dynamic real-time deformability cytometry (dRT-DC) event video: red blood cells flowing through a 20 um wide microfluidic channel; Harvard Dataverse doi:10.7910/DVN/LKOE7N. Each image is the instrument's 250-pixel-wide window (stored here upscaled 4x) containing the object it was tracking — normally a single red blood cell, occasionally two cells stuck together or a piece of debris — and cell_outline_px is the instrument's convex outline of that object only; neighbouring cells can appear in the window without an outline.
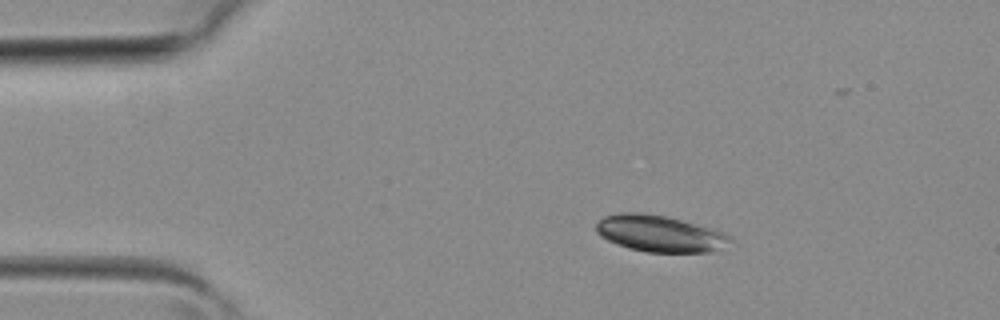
{"species": "common noctule bat (a hibernating species)", "species_latin": "Nyctalus noctula", "temperature_condition": "room temperature", "stored_images_in_passage": 3, "camera_frame_rate_fps": 3000, "um_per_image_px": 0.085, "animal": {"sex": "female", "body_mass_g": 19.3, "forearm_length_mm": 54.1}, "frame": {"image": 1, "passage_image": 1, "time_ms": 0.0, "image_size_px": [1000, 320], "cell_outline_px": [[732, 240], [712, 252], [648, 252], [628, 248], [616, 244], [600, 236], [596, 232], [596, 224], [604, 216], [620, 212], [644, 212], [668, 216], [712, 228], [724, 232]], "centroid_in_image_um": [56.04, 19.84], "position_along_channel_um": 29.0, "area_um2": 28.55}}
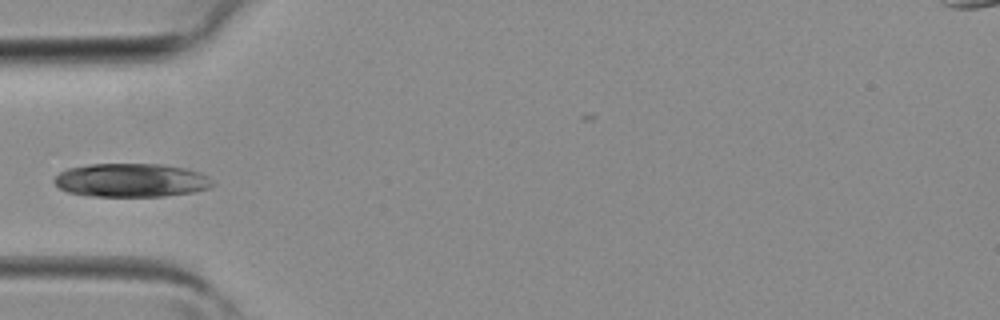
{"frame": {"image": 2, "passage_image": 3, "time_ms": 0.667, "image_size_px": [1000, 320], "cell_outline_px": [[216, 184], [208, 188], [192, 192], [164, 196], [92, 196], [68, 192], [60, 188], [52, 180], [60, 172], [68, 168], [92, 164], [160, 164], [184, 168], [200, 172], [208, 176]], "centroid_in_image_um": [11.16, 15.32], "position_along_channel_um": 73.8, "area_um2": 30.92}}